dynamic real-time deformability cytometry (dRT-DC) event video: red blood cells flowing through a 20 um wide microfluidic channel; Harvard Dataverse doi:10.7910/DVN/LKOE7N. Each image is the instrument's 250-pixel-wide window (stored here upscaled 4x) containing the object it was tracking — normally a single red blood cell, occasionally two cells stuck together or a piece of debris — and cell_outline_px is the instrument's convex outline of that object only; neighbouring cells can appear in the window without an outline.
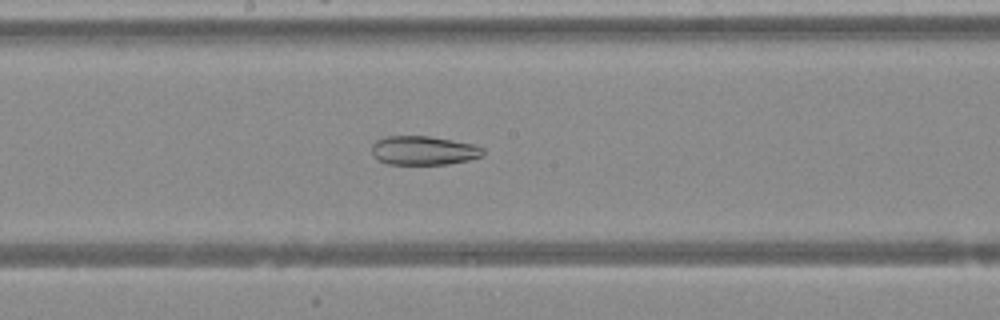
{"species": "Egyptian fruit bat (a non-hibernating species)", "species_latin": "Rousettus aegyptiacus", "temperature_condition": "warm", "stored_images_in_passage": 45, "camera_frame_rate_fps": 3000, "um_per_image_px": 0.085, "animal": {"sex": "female"}, "frame": {"image": 1, "passage_image": 23, "time_ms": 7.333, "image_size_px": [1000, 320], "cell_outline_px": [[484, 156], [468, 160], [448, 164], [388, 164], [376, 160], [372, 152], [372, 144], [376, 140], [384, 136], [428, 136], [452, 140], [472, 144], [484, 148]], "centroid_in_image_um": [35.99, 12.79], "position_along_channel_um": 212.2, "area_um2": 18.9}}
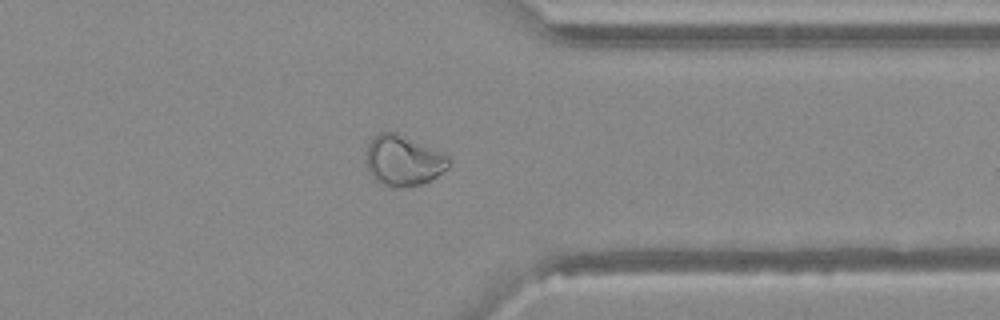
{"frame": {"image": 2, "passage_image": 35, "time_ms": 11.333, "image_size_px": [1000, 320], "cell_outline_px": [[452, 164], [448, 168], [432, 180], [420, 184], [400, 188], [392, 188], [376, 180], [368, 172], [368, 144], [372, 136], [380, 132], [396, 132], [444, 152], [452, 160]], "centroid_in_image_um": [34.34, 13.65], "position_along_channel_um": 377.1, "area_um2": 24.57}}
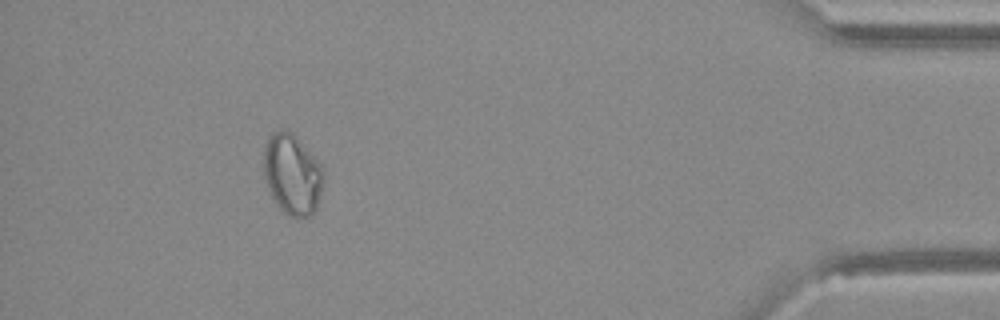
{"frame": {"image": 3, "passage_image": 41, "time_ms": 13.333, "image_size_px": [1000, 320], "cell_outline_px": [[324, 180], [320, 200], [316, 208], [308, 216], [288, 216], [276, 204], [272, 196], [264, 176], [264, 144], [268, 136], [272, 132], [280, 128], [284, 128], [292, 132], [324, 168]], "centroid_in_image_um": [24.84, 14.78], "position_along_channel_um": 410.4, "area_um2": 28.26}}